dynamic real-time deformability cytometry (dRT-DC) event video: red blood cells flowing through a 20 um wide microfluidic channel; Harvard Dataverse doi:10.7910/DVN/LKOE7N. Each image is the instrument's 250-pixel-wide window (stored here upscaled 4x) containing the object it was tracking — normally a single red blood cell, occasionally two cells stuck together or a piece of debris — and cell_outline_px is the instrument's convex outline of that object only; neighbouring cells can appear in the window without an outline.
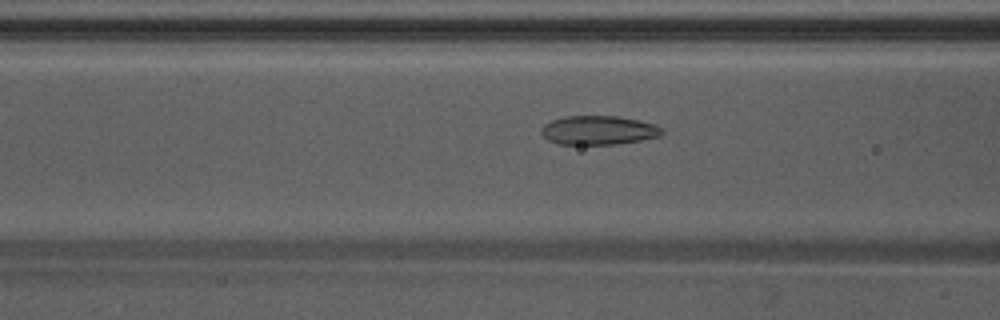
{"species": "Egyptian fruit bat (a non-hibernating species)", "species_latin": "Rousettus aegyptiacus", "temperature_condition": "warm", "stored_images_in_passage": 22, "camera_frame_rate_fps": 3000, "um_per_image_px": 0.085, "animal": {"sex": "male"}, "frame": {"image": 1, "passage_image": 16, "time_ms": 5.0, "image_size_px": [1000, 320], "cell_outline_px": [[664, 132], [660, 136], [640, 140], [616, 144], [560, 144], [548, 140], [540, 132], [540, 128], [544, 124], [552, 120], [564, 116], [616, 116], [640, 120], [656, 124]], "centroid_in_image_um": [50.86, 11.06], "position_along_channel_um": 115.7, "area_um2": 20.4}}
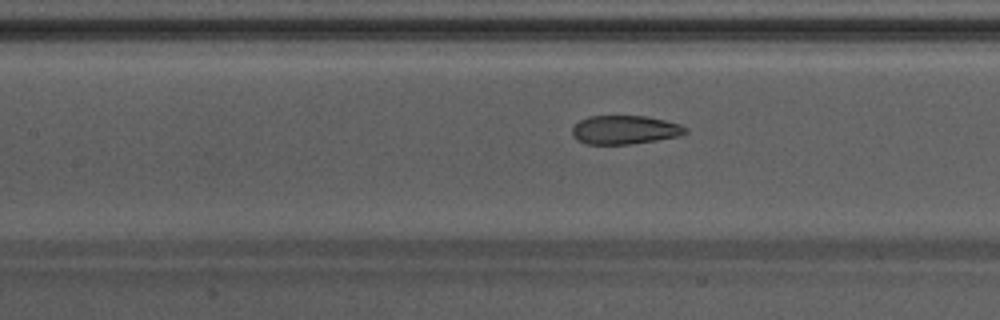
{"frame": {"image": 2, "passage_image": 19, "time_ms": 6.0, "image_size_px": [1000, 320], "cell_outline_px": [[688, 132], [676, 136], [656, 140], [632, 144], [588, 144], [576, 140], [572, 136], [572, 128], [580, 120], [588, 116], [648, 116], [680, 124], [688, 128]], "centroid_in_image_um": [53.09, 11.03], "position_along_channel_um": 154.3, "area_um2": 18.96}}